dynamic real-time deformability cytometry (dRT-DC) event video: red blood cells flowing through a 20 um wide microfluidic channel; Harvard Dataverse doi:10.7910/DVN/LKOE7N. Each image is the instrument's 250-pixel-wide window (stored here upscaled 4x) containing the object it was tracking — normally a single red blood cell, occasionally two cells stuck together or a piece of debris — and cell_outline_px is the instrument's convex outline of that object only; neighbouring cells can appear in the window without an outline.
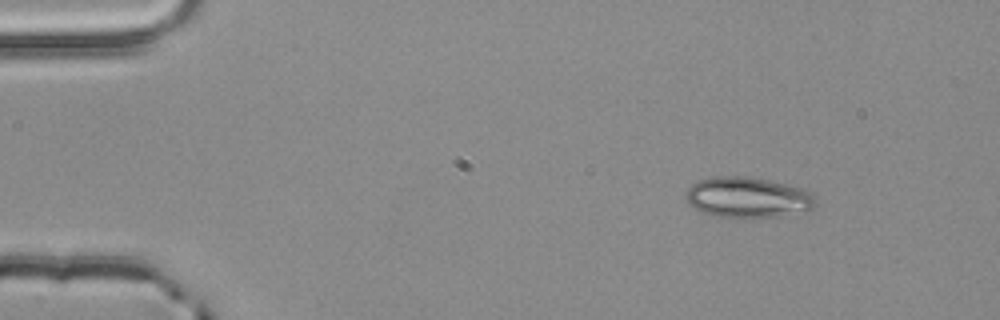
{"species": "common noctule bat (a hibernating species)", "species_latin": "Nyctalus noctula", "temperature_condition": "room temperature", "stored_images_in_passage": 3, "camera_frame_rate_fps": 3000, "um_per_image_px": 0.085, "animal": {"sex": "male", "body_mass_g": 20.4}, "frame": {"image": 1, "passage_image": 1, "time_ms": 0.0, "image_size_px": [1000, 320], "cell_outline_px": [[812, 208], [808, 212], [776, 216], [716, 216], [704, 212], [696, 208], [684, 196], [688, 188], [692, 184], [700, 180], [716, 176], [748, 176], [768, 180], [804, 188], [812, 196]], "centroid_in_image_um": [63.55, 16.75], "position_along_channel_um": 21.4, "area_um2": 30.0}}